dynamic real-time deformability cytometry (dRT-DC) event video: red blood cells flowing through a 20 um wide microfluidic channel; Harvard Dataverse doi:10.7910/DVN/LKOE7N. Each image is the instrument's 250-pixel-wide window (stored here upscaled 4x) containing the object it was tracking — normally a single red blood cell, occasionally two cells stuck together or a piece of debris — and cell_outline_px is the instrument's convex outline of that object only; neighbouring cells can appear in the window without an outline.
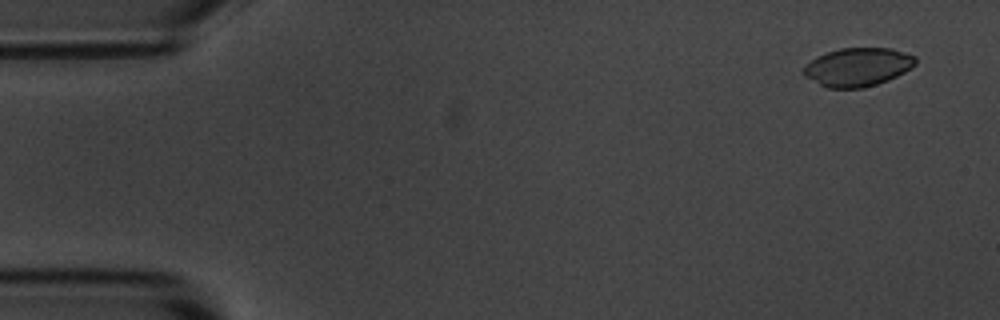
{"species": "common noctule bat (a hibernating species)", "species_latin": "Nyctalus noctula", "temperature_condition": "room temperature", "stored_images_in_passage": 5, "camera_frame_rate_fps": 3000, "um_per_image_px": 0.085, "animal": {"sex": "male", "body_mass_g": 20.1, "forearm_length_mm": 53.5}, "frame": {"image": 1, "passage_image": 1, "time_ms": 0.0, "image_size_px": [1000, 320], "cell_outline_px": [[916, 64], [904, 72], [888, 80], [864, 88], [828, 88], [804, 76], [800, 72], [804, 64], [816, 56], [840, 48], [892, 48], [916, 56]], "centroid_in_image_um": [72.87, 5.69], "position_along_channel_um": 12.1, "area_um2": 25.26}}